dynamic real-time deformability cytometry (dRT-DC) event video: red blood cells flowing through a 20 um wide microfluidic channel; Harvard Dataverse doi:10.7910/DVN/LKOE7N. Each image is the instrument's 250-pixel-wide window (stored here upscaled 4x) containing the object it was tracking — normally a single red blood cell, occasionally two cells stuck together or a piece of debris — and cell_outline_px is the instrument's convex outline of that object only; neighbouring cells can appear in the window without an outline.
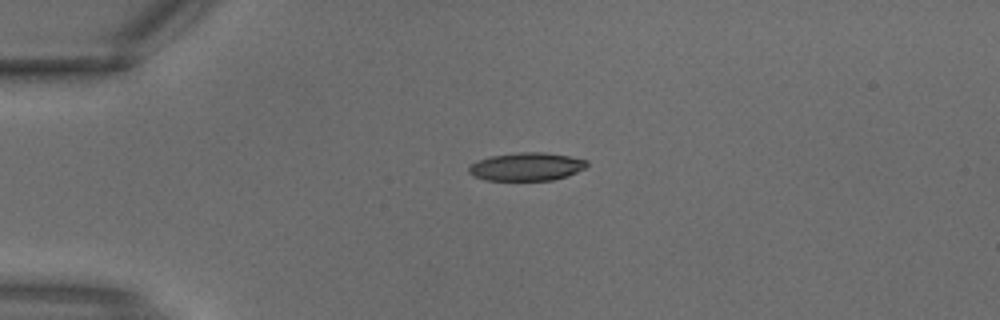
{"species": "common noctule bat (a hibernating species)", "species_latin": "Nyctalus noctula", "temperature_condition": "warm", "stored_images_in_passage": 1, "camera_frame_rate_fps": 3000, "um_per_image_px": 0.085, "animal": {"sex": "male", "body_mass_g": 18.8}, "frame": {"image": 1, "passage_image": 1, "time_ms": 0.0, "image_size_px": [1000, 320], "cell_outline_px": [[588, 164], [584, 168], [568, 176], [552, 180], [484, 180], [472, 176], [468, 172], [468, 164], [476, 160], [492, 156], [516, 152], [544, 152], [568, 156], [588, 160]], "centroid_in_image_um": [44.71, 14.16], "position_along_channel_um": 40.3, "area_um2": 19.54}}